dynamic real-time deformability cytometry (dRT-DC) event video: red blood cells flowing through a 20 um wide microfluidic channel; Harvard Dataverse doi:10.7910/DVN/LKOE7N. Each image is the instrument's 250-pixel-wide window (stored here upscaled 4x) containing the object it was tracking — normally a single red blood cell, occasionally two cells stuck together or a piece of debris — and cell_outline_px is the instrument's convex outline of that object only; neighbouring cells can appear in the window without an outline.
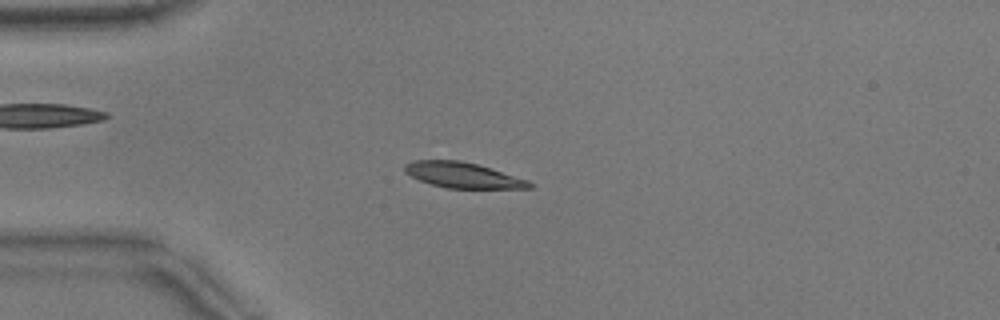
{"species": "common noctule bat (a hibernating species)", "species_latin": "Nyctalus noctula", "temperature_condition": "warm", "stored_images_in_passage": 52, "camera_frame_rate_fps": 3000, "um_per_image_px": 0.085, "animal": {"sex": "male", "body_mass_g": 17.9}, "frame": {"image": 1, "passage_image": 13, "time_ms": 4.0, "image_size_px": [1000, 320], "cell_outline_px": [[532, 188], [448, 188], [432, 184], [420, 180], [404, 172], [404, 164], [412, 160], [460, 160], [476, 164], [528, 180], [532, 184]], "centroid_in_image_um": [39.3, 14.88], "position_along_channel_um": 45.7, "area_um2": 18.26}}
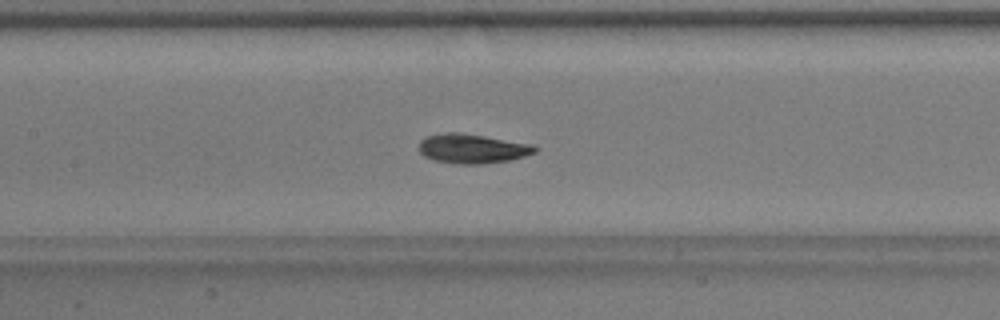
{"frame": {"image": 2, "passage_image": 24, "time_ms": 7.667, "image_size_px": [1000, 320], "cell_outline_px": [[536, 152], [524, 156], [508, 160], [484, 164], [456, 164], [432, 160], [424, 156], [420, 152], [420, 140], [428, 136], [448, 132], [460, 132], [532, 144], [536, 148]], "centroid_in_image_um": [40.12, 12.64], "position_along_channel_um": 167.3, "area_um2": 19.77}}
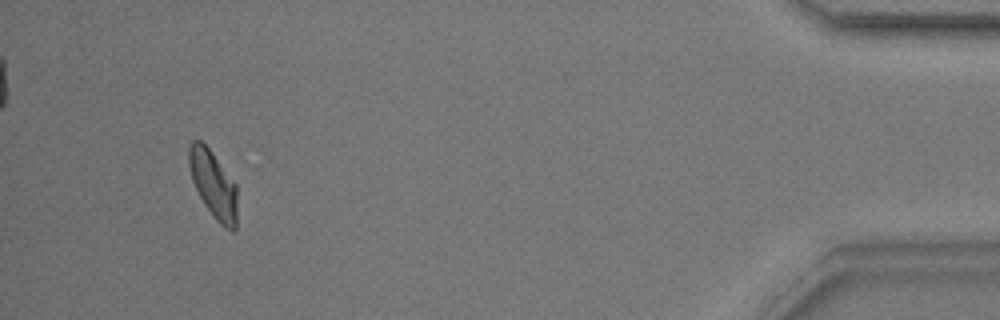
{"frame": {"image": 3, "passage_image": 49, "time_ms": 16.0, "image_size_px": [1000, 320], "cell_outline_px": [[236, 228], [232, 232], [224, 228], [216, 220], [204, 204], [192, 180], [188, 164], [188, 148], [192, 140], [200, 140], [208, 148], [236, 184]], "centroid_in_image_um": [18.12, 15.69], "position_along_channel_um": 417.1, "area_um2": 18.73}, "authors_computed_cell_mechanics": {"area_um2": 18.8428, "velocity_mm_per_s": 3.8246, "shape_relaxation_time_tau1_ms": 2.686, "shape_relaxation_time_tau2_ms": 2.0963, "deformation_change_tau1": 0.1406, "deformation_change_tau2": 0.0837}}